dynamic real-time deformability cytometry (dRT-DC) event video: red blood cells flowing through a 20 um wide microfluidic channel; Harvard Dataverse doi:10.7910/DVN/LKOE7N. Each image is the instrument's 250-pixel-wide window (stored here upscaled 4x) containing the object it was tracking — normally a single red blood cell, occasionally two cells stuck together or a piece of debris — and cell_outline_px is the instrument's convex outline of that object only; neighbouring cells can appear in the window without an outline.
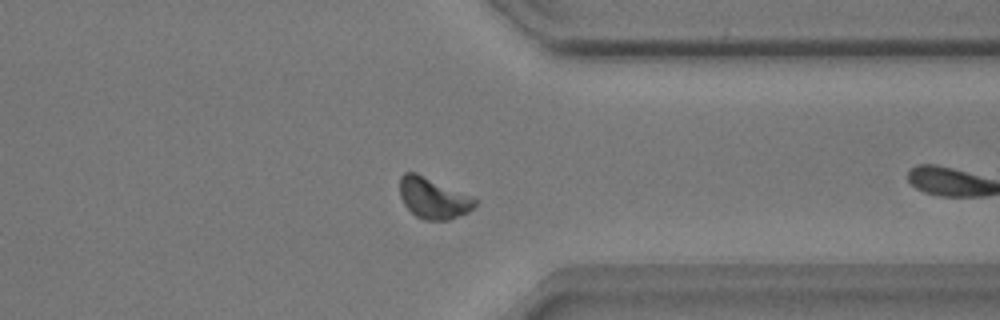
{"species": "common noctule bat (a hibernating species)", "species_latin": "Nyctalus noctula", "temperature_condition": "warm", "stored_images_in_passage": 42, "camera_frame_rate_fps": 3000, "um_per_image_px": 0.085, "animal": {"sex": "male", "body_mass_g": 17.9}, "frame": {"image": 1, "passage_image": 30, "time_ms": 9.667, "image_size_px": [1000, 320], "cell_outline_px": [[480, 200], [468, 212], [448, 220], [424, 220], [416, 216], [404, 204], [400, 196], [400, 176], [404, 172], [416, 172], [472, 196]], "centroid_in_image_um": [36.83, 16.83], "position_along_channel_um": 374.6, "area_um2": 17.98}, "authors_computed_cell_mechanics": {"area_um2": 17.4267, "velocity_mm_per_s": 3.8211, "shape_relaxation_time_tau1_ms": 4.5737, "shape_relaxation_time_tau2_ms": 3.122, "deformation_change_tau1": 0.15, "deformation_change_tau2": 0.0497}}